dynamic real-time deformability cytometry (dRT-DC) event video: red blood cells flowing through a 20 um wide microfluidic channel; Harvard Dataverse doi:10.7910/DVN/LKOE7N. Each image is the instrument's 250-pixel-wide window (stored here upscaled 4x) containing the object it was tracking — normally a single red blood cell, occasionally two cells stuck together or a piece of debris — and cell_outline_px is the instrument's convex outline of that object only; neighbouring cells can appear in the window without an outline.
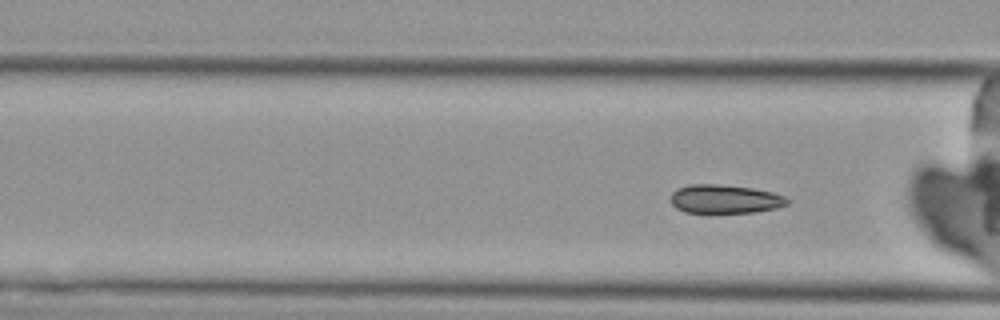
{"species": "Egyptian fruit bat (a non-hibernating species)", "species_latin": "Rousettus aegyptiacus", "temperature_condition": "cold", "stored_images_in_passage": 8, "camera_frame_rate_fps": 3000, "um_per_image_px": 0.085, "animal": {"sex": "female"}, "frame": {"image": 1, "passage_image": 8, "time_ms": 9.0, "image_size_px": [1000, 320], "cell_outline_px": [[788, 204], [776, 208], [752, 212], [684, 212], [676, 208], [672, 204], [672, 192], [688, 184], [716, 184], [752, 188], [772, 192], [784, 196], [788, 200]], "centroid_in_image_um": [61.61, 16.91], "position_along_channel_um": 105.0, "area_um2": 19.19}}